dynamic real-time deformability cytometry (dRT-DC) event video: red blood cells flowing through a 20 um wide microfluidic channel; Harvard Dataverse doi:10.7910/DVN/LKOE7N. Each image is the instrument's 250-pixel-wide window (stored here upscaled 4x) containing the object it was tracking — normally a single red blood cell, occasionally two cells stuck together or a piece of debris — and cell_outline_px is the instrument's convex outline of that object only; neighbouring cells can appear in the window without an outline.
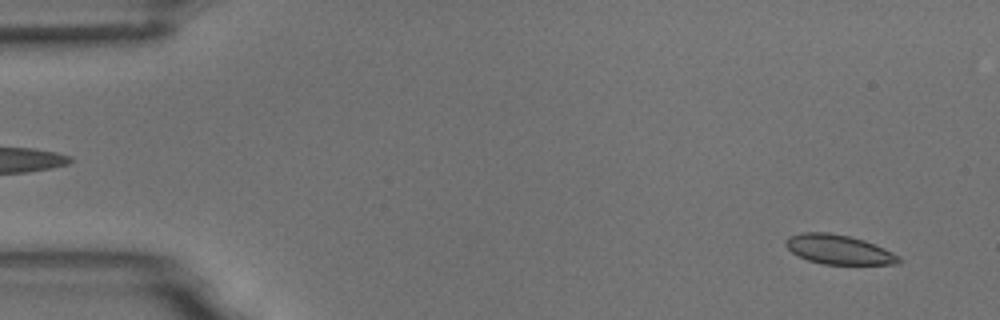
{"species": "common noctule bat (a hibernating species)", "species_latin": "Nyctalus noctula", "temperature_condition": "room temperature", "stored_images_in_passage": 55, "camera_frame_rate_fps": 3000, "um_per_image_px": 0.085, "animal": {"sex": "male", "body_mass_g": 18.8}, "frame": {"image": 1, "passage_image": 3, "time_ms": 0.667, "image_size_px": [1000, 320], "cell_outline_px": [[900, 264], [824, 264], [808, 260], [792, 252], [784, 244], [784, 240], [788, 236], [804, 232], [828, 232], [852, 236], [864, 240], [884, 248], [900, 256]], "centroid_in_image_um": [71.28, 21.2], "position_along_channel_um": 13.7, "area_um2": 19.42}}
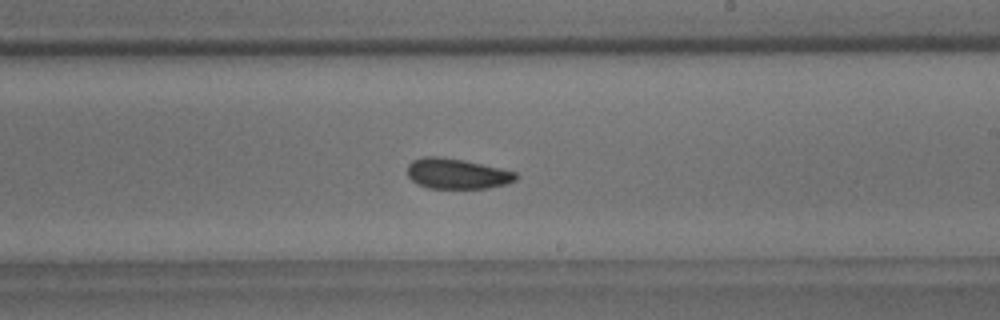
{"frame": {"image": 2, "passage_image": 32, "time_ms": 10.333, "image_size_px": [1000, 320], "cell_outline_px": [[520, 176], [516, 180], [504, 184], [488, 188], [428, 188], [416, 184], [408, 176], [408, 164], [412, 160], [424, 156], [436, 156], [464, 160], [500, 168], [516, 172]], "centroid_in_image_um": [38.83, 14.76], "position_along_channel_um": 250.2, "area_um2": 19.25}}
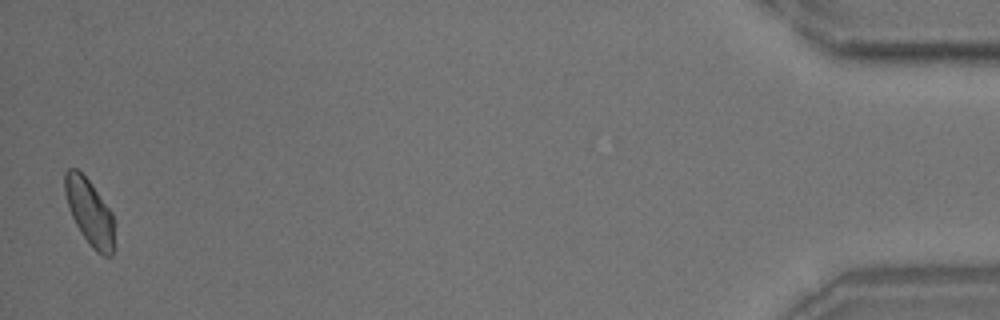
{"frame": {"image": 3, "passage_image": 54, "time_ms": 17.667, "image_size_px": [1000, 320], "cell_outline_px": [[116, 248], [112, 256], [104, 256], [96, 252], [92, 248], [80, 232], [72, 216], [64, 192], [64, 172], [68, 168], [76, 168], [88, 180], [112, 212]], "centroid_in_image_um": [7.64, 18.08], "position_along_channel_um": 427.6, "area_um2": 19.19}, "authors_computed_cell_mechanics": {"area_um2": 19.4786, "velocity_mm_per_s": 3.6486, "shape_relaxation_time_tau1_ms": 5.7719, "shape_relaxation_time_tau2_ms": 3.3691, "deformation_change_tau1": 0.0833, "deformation_change_tau2": 0.0769}}